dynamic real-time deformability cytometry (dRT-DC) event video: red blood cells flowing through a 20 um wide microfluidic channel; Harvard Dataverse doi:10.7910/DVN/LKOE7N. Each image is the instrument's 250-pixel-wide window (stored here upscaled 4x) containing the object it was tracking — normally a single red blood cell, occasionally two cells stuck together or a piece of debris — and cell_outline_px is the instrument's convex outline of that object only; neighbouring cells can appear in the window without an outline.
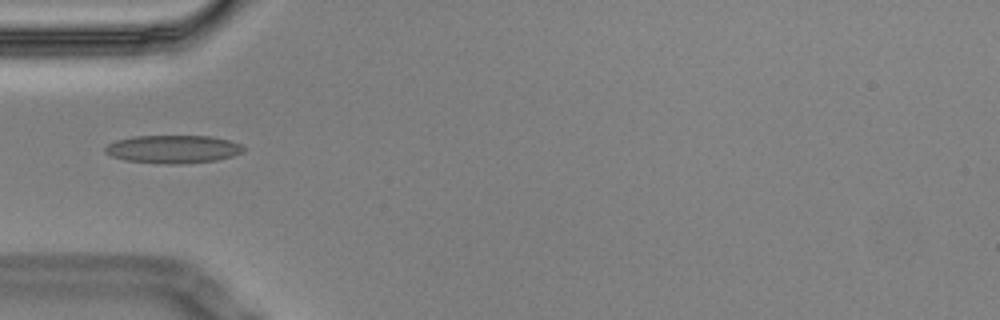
{"species": "Egyptian fruit bat (a non-hibernating species)", "species_latin": "Rousettus aegyptiacus", "temperature_condition": "cold", "stored_images_in_passage": 7, "camera_frame_rate_fps": 3000, "um_per_image_px": 0.085, "animal": {"sex": "male"}, "frame": {"image": 1, "passage_image": 6, "time_ms": 1.667, "image_size_px": [1000, 320], "cell_outline_px": [[248, 148], [244, 152], [232, 156], [216, 160], [184, 164], [168, 164], [124, 160], [112, 156], [104, 152], [104, 148], [108, 144], [116, 140], [132, 136], [212, 136], [228, 140], [240, 144]], "centroid_in_image_um": [14.73, 12.68], "position_along_channel_um": 70.3, "area_um2": 22.77}}